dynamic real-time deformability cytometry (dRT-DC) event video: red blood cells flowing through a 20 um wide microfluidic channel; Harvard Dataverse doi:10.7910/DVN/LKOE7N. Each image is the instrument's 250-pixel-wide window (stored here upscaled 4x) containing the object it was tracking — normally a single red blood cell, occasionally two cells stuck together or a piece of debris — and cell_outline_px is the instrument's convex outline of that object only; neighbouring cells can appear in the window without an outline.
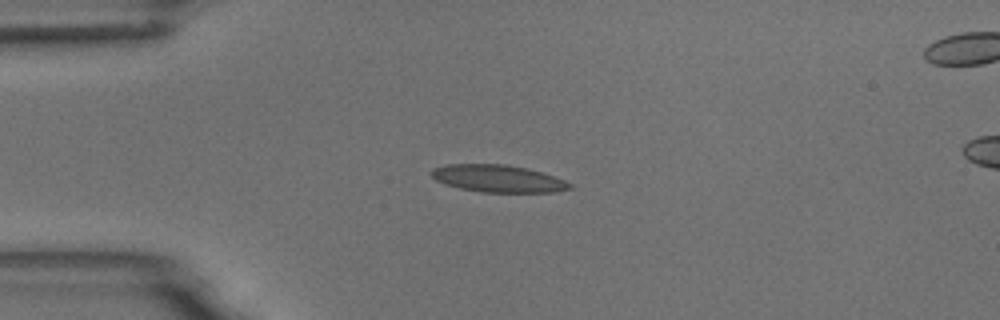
{"species": "common noctule bat (a hibernating species)", "species_latin": "Nyctalus noctula", "temperature_condition": "room temperature", "stored_images_in_passage": 5, "camera_frame_rate_fps": 3000, "um_per_image_px": 0.085, "animal": {"sex": "male", "body_mass_g": 18.8}, "frame": {"image": 1, "passage_image": 1, "time_ms": 0.0, "image_size_px": [1000, 320], "cell_outline_px": [[572, 188], [552, 192], [484, 192], [460, 188], [444, 184], [436, 180], [428, 172], [432, 168], [444, 164], [504, 164], [528, 168], [564, 180], [572, 184]], "centroid_in_image_um": [42.27, 15.17], "position_along_channel_um": 42.7, "area_um2": 21.96}}